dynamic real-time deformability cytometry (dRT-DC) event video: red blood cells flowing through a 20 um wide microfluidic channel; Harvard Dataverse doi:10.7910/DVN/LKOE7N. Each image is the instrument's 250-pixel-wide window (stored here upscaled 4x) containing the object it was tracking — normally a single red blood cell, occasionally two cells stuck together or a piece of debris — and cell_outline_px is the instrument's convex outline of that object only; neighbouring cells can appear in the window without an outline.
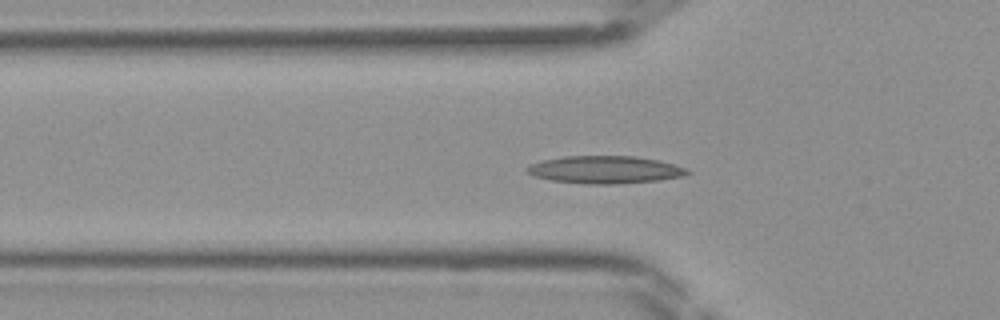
{"species": "Egyptian fruit bat (a non-hibernating species)", "species_latin": "Rousettus aegyptiacus", "temperature_condition": "room temperature", "stored_images_in_passage": 46, "camera_frame_rate_fps": 3000, "um_per_image_px": 0.085, "frame": {"image": 1, "passage_image": 15, "time_ms": 4.667, "image_size_px": [1000, 320], "cell_outline_px": [[692, 172], [684, 176], [660, 180], [616, 184], [584, 184], [552, 180], [536, 176], [528, 172], [524, 168], [528, 164], [540, 160], [564, 156], [636, 156], [660, 160], [688, 168]], "centroid_in_image_um": [51.45, 14.42], "position_along_channel_um": 74.3, "area_um2": 26.07}}
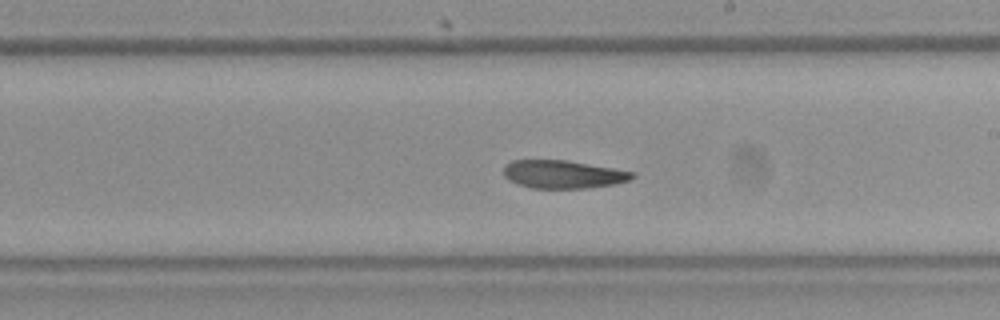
{"frame": {"image": 2, "passage_image": 26, "time_ms": 8.333, "image_size_px": [1000, 320], "cell_outline_px": [[636, 176], [632, 180], [616, 184], [588, 188], [532, 188], [516, 184], [508, 180], [504, 176], [504, 164], [512, 160], [568, 160], [636, 172]], "centroid_in_image_um": [47.89, 14.82], "position_along_channel_um": 241.1, "area_um2": 21.39}}
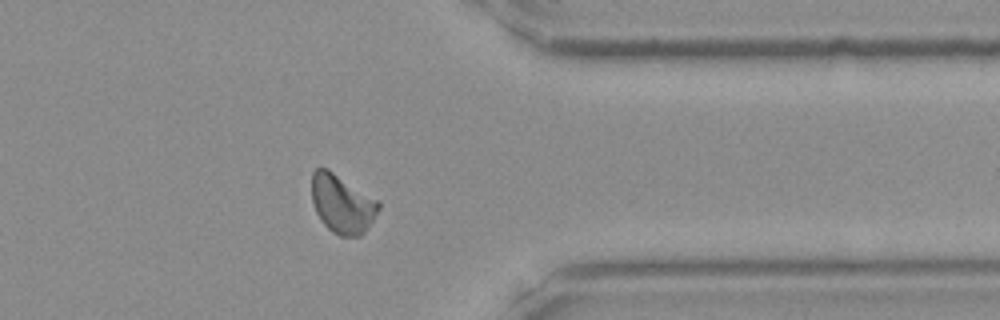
{"frame": {"image": 3, "passage_image": 36, "time_ms": 11.667, "image_size_px": [1000, 320], "cell_outline_px": [[380, 208], [368, 228], [360, 236], [340, 236], [332, 232], [320, 220], [312, 204], [312, 172], [316, 168], [328, 168], [380, 200]], "centroid_in_image_um": [29.09, 17.31], "position_along_channel_um": 382.3, "area_um2": 23.18}}